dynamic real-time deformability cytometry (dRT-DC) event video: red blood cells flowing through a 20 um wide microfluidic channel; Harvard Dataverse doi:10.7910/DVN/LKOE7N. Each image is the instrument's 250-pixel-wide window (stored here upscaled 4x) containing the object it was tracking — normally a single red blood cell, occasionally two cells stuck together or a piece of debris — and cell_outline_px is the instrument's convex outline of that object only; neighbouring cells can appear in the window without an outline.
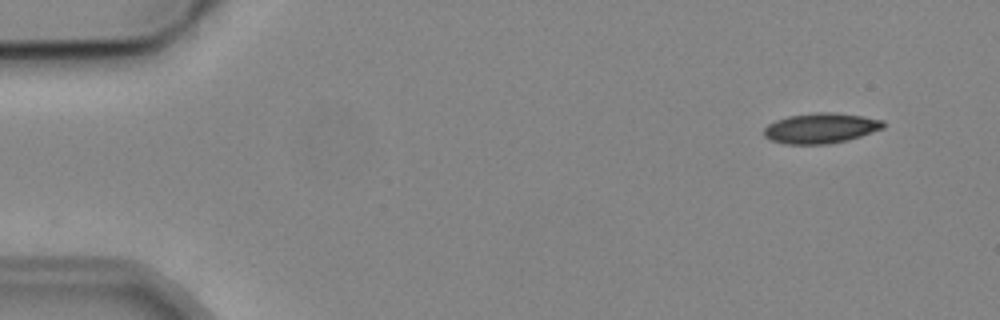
{"species": "common noctule bat (a hibernating species)", "species_latin": "Nyctalus noctula", "temperature_condition": "cold", "stored_images_in_passage": 2, "camera_frame_rate_fps": 3000, "um_per_image_px": 0.085, "animal": {"sex": "male", "body_mass_g": 19.2, "forearm_length_mm": 51.8}, "frame": {"image": 1, "passage_image": 2, "time_ms": 1.333, "image_size_px": [1000, 320], "cell_outline_px": [[884, 128], [848, 140], [828, 144], [784, 144], [772, 140], [764, 136], [764, 128], [768, 124], [776, 120], [788, 116], [816, 112], [832, 112], [860, 116], [884, 120]], "centroid_in_image_um": [69.75, 10.89], "position_along_channel_um": 15.2, "area_um2": 20.98}}